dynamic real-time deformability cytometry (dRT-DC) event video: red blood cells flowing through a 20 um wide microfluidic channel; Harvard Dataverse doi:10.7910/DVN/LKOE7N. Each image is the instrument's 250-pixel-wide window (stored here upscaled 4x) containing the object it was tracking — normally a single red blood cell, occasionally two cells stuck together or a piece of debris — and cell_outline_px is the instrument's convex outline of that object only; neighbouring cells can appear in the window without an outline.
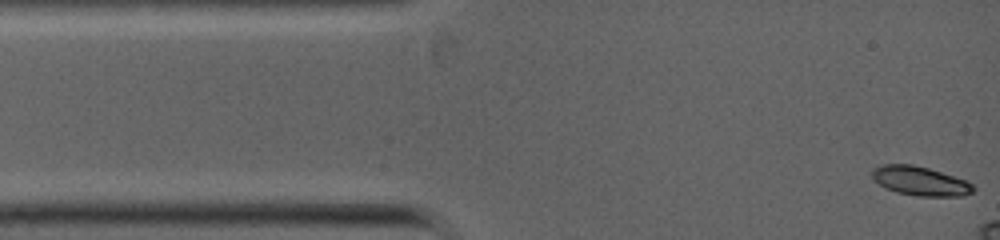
{"species": "common noctule bat (a hibernating species)", "species_latin": "Nyctalus noctula", "temperature_condition": "warm", "stored_images_in_passage": 8, "camera_frame_rate_fps": 5000, "um_per_image_px": 0.085, "animal": {"sex": "female", "body_mass_g": 19.0, "forearm_length_mm": 53.3}, "frame": {"image": 1, "passage_image": 1, "time_ms": 0.0, "image_size_px": [1000, 240], "cell_outline_px": [[976, 188], [972, 192], [964, 196], [916, 196], [896, 192], [880, 184], [872, 176], [872, 168], [880, 164], [912, 164], [928, 168], [968, 180]], "centroid_in_image_um": [78.25, 15.38], "position_along_channel_um": 6.8, "area_um2": 17.22}}